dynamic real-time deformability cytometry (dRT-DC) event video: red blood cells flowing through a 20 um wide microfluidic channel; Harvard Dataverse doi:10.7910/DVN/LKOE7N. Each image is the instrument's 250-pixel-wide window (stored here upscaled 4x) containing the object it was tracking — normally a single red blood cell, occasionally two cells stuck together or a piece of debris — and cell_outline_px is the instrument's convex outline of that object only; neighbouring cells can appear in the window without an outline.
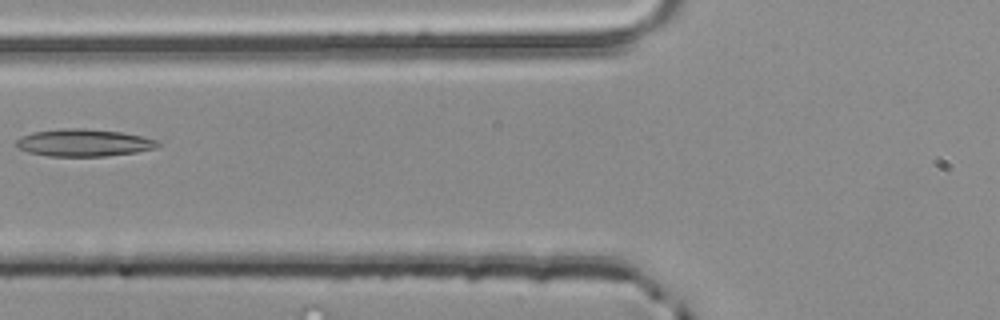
{"species": "common noctule bat (a hibernating species)", "species_latin": "Nyctalus noctula", "temperature_condition": "room temperature", "stored_images_in_passage": 4, "camera_frame_rate_fps": 3000, "um_per_image_px": 0.085, "animal": {"sex": "male", "body_mass_g": 20.4}, "frame": {"image": 1, "passage_image": 4, "time_ms": 1.0, "image_size_px": [1000, 320], "cell_outline_px": [[160, 144], [156, 148], [136, 152], [104, 156], [48, 156], [28, 152], [16, 148], [16, 140], [20, 136], [32, 132], [60, 128], [84, 128], [120, 132], [140, 136], [156, 140]], "centroid_in_image_um": [7.05, 12.13], "position_along_channel_um": 118.7, "area_um2": 22.54}}